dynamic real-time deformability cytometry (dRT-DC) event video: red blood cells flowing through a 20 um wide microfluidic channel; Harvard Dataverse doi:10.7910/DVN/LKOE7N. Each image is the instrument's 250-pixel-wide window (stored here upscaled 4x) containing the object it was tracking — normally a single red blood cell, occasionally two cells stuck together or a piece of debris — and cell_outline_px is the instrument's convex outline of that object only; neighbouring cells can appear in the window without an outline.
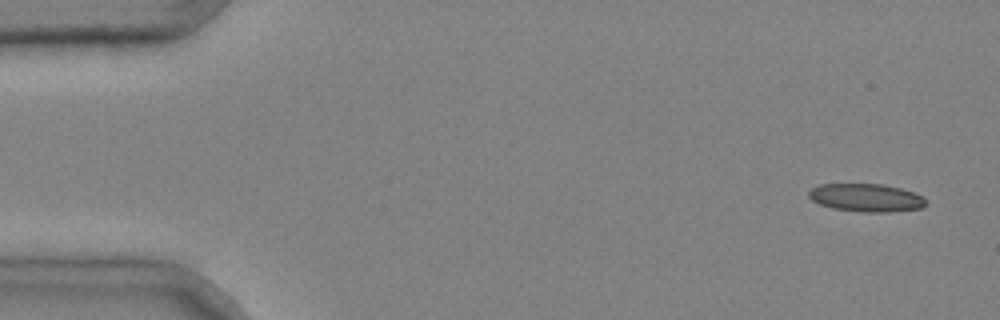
{"species": "common noctule bat (a hibernating species)", "species_latin": "Nyctalus noctula", "temperature_condition": "cold", "stored_images_in_passage": 4, "camera_frame_rate_fps": 3000, "um_per_image_px": 0.085, "animal": {"sex": "male", "body_mass_g": 20.4}, "frame": {"image": 1, "passage_image": 1, "time_ms": 0.0, "image_size_px": [1000, 320], "cell_outline_px": [[928, 204], [920, 208], [888, 212], [864, 212], [832, 208], [820, 204], [812, 200], [808, 196], [808, 192], [812, 188], [820, 184], [880, 184], [900, 188], [916, 192], [924, 196]], "centroid_in_image_um": [73.66, 16.8], "position_along_channel_um": 11.3, "area_um2": 19.19}}
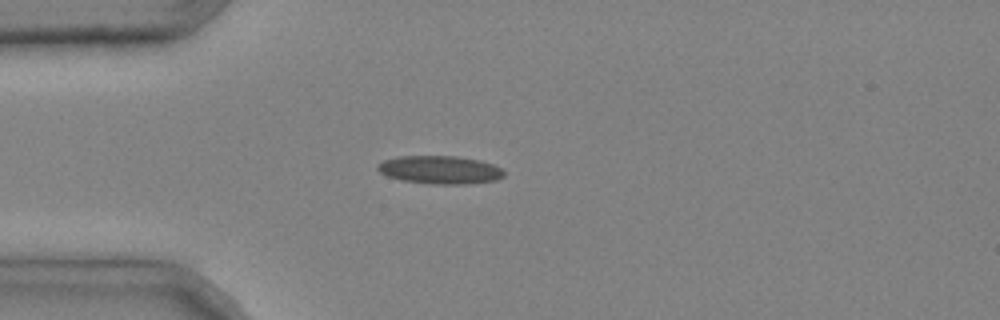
{"frame": {"image": 2, "passage_image": 4, "time_ms": 1.0, "image_size_px": [1000, 320], "cell_outline_px": [[504, 176], [496, 180], [468, 184], [436, 184], [400, 180], [388, 176], [380, 172], [376, 168], [376, 164], [384, 160], [400, 156], [456, 156], [480, 160], [492, 164], [500, 168], [504, 172]], "centroid_in_image_um": [37.38, 14.43], "position_along_channel_um": 47.6, "area_um2": 20.69}}